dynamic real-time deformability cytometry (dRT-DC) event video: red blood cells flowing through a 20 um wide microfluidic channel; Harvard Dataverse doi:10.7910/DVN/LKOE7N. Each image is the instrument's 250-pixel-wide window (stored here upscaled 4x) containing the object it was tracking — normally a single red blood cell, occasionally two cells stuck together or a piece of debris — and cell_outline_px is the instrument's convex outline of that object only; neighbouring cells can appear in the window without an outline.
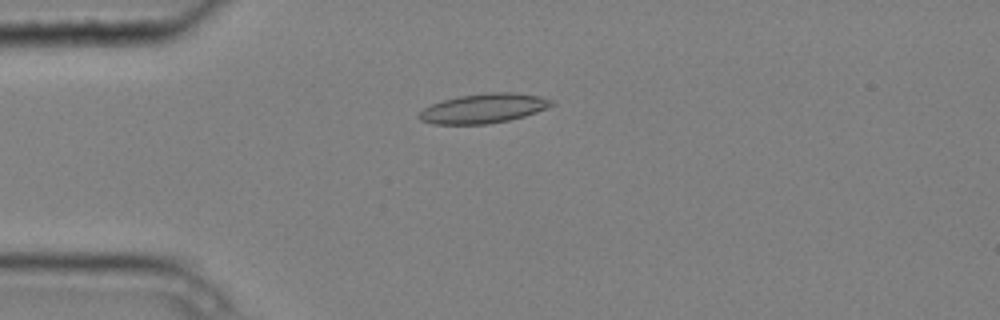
{"species": "common noctule bat (a hibernating species)", "species_latin": "Nyctalus noctula", "temperature_condition": "cold", "stored_images_in_passage": 6, "camera_frame_rate_fps": 3000, "um_per_image_px": 0.085, "animal": {"sex": "male", "body_mass_g": 20.4}, "frame": {"image": 1, "passage_image": 4, "time_ms": 1.0, "image_size_px": [1000, 320], "cell_outline_px": [[556, 104], [548, 108], [524, 116], [508, 120], [488, 124], [432, 124], [420, 120], [416, 116], [424, 108], [432, 104], [444, 100], [460, 96], [488, 92], [512, 92], [540, 96], [556, 100]], "centroid_in_image_um": [41.15, 9.21], "position_along_channel_um": 43.9, "area_um2": 22.89}}
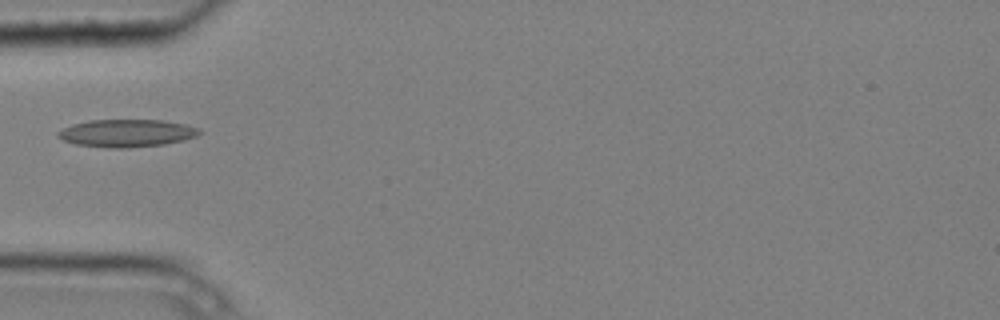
{"frame": {"image": 2, "passage_image": 5, "time_ms": 1.333, "image_size_px": [1000, 320], "cell_outline_px": [[204, 132], [196, 136], [184, 140], [164, 144], [124, 148], [112, 148], [76, 144], [64, 140], [56, 136], [56, 132], [72, 124], [88, 120], [164, 120], [184, 124], [200, 128]], "centroid_in_image_um": [10.79, 11.31], "position_along_channel_um": 74.2, "area_um2": 22.77}}
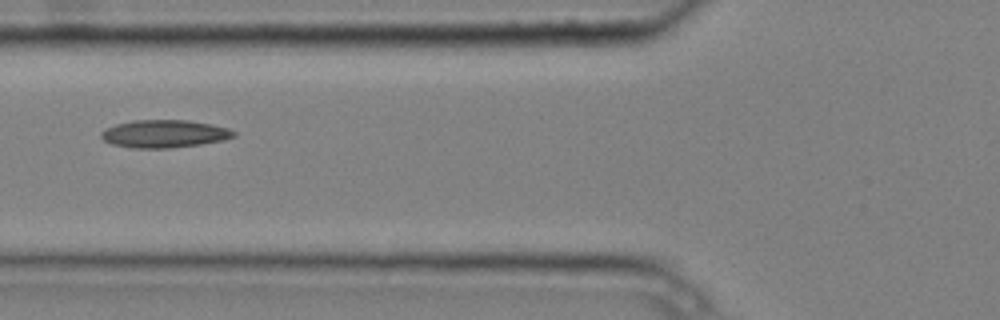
{"frame": {"image": 3, "passage_image": 6, "time_ms": 1.667, "image_size_px": [1000, 320], "cell_outline_px": [[236, 136], [224, 140], [200, 144], [168, 148], [132, 148], [112, 144], [104, 140], [100, 136], [100, 132], [104, 128], [116, 124], [132, 120], [188, 120], [212, 124], [228, 128], [236, 132]], "centroid_in_image_um": [13.95, 11.36], "position_along_channel_um": 111.8, "area_um2": 21.56}}